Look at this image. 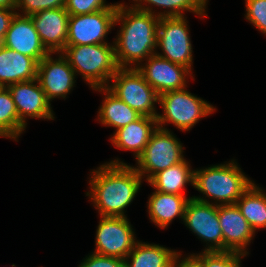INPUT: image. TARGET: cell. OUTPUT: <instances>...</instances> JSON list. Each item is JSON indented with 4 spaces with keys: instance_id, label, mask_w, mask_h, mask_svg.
I'll return each instance as SVG.
<instances>
[{
    "instance_id": "obj_1",
    "label": "cell",
    "mask_w": 266,
    "mask_h": 267,
    "mask_svg": "<svg viewBox=\"0 0 266 267\" xmlns=\"http://www.w3.org/2000/svg\"><path fill=\"white\" fill-rule=\"evenodd\" d=\"M86 195L93 201L101 216L126 217L125 208L131 204L143 179L136 169L119 160L93 170Z\"/></svg>"
},
{
    "instance_id": "obj_2",
    "label": "cell",
    "mask_w": 266,
    "mask_h": 267,
    "mask_svg": "<svg viewBox=\"0 0 266 267\" xmlns=\"http://www.w3.org/2000/svg\"><path fill=\"white\" fill-rule=\"evenodd\" d=\"M159 17L151 12H144L118 4L115 24L121 21V29L115 44V57L119 68L140 65V61L156 54L157 26ZM155 52V53H154Z\"/></svg>"
},
{
    "instance_id": "obj_3",
    "label": "cell",
    "mask_w": 266,
    "mask_h": 267,
    "mask_svg": "<svg viewBox=\"0 0 266 267\" xmlns=\"http://www.w3.org/2000/svg\"><path fill=\"white\" fill-rule=\"evenodd\" d=\"M61 53L93 89L109 86V79L119 69L115 47L108 43L66 46Z\"/></svg>"
},
{
    "instance_id": "obj_4",
    "label": "cell",
    "mask_w": 266,
    "mask_h": 267,
    "mask_svg": "<svg viewBox=\"0 0 266 267\" xmlns=\"http://www.w3.org/2000/svg\"><path fill=\"white\" fill-rule=\"evenodd\" d=\"M252 184L234 161L194 170V188L218 205L235 204Z\"/></svg>"
},
{
    "instance_id": "obj_5",
    "label": "cell",
    "mask_w": 266,
    "mask_h": 267,
    "mask_svg": "<svg viewBox=\"0 0 266 267\" xmlns=\"http://www.w3.org/2000/svg\"><path fill=\"white\" fill-rule=\"evenodd\" d=\"M159 104L164 114L157 115L158 128L171 122L182 131H189L202 117L214 112V107L205 100L192 95L186 89L167 91L159 95Z\"/></svg>"
},
{
    "instance_id": "obj_6",
    "label": "cell",
    "mask_w": 266,
    "mask_h": 267,
    "mask_svg": "<svg viewBox=\"0 0 266 267\" xmlns=\"http://www.w3.org/2000/svg\"><path fill=\"white\" fill-rule=\"evenodd\" d=\"M111 80L113 85L107 88L120 100L141 115L157 118L154 104L159 95L136 68H119Z\"/></svg>"
},
{
    "instance_id": "obj_7",
    "label": "cell",
    "mask_w": 266,
    "mask_h": 267,
    "mask_svg": "<svg viewBox=\"0 0 266 267\" xmlns=\"http://www.w3.org/2000/svg\"><path fill=\"white\" fill-rule=\"evenodd\" d=\"M184 160L181 143L166 128H156L142 154L137 158L136 171L147 182L159 171L167 169Z\"/></svg>"
},
{
    "instance_id": "obj_8",
    "label": "cell",
    "mask_w": 266,
    "mask_h": 267,
    "mask_svg": "<svg viewBox=\"0 0 266 267\" xmlns=\"http://www.w3.org/2000/svg\"><path fill=\"white\" fill-rule=\"evenodd\" d=\"M211 204L203 197L188 200L183 222L205 242H211L204 251H223V235L218 217V203Z\"/></svg>"
},
{
    "instance_id": "obj_9",
    "label": "cell",
    "mask_w": 266,
    "mask_h": 267,
    "mask_svg": "<svg viewBox=\"0 0 266 267\" xmlns=\"http://www.w3.org/2000/svg\"><path fill=\"white\" fill-rule=\"evenodd\" d=\"M157 47L163 51V55L156 53L158 56L192 70V44L184 16L159 19Z\"/></svg>"
},
{
    "instance_id": "obj_10",
    "label": "cell",
    "mask_w": 266,
    "mask_h": 267,
    "mask_svg": "<svg viewBox=\"0 0 266 267\" xmlns=\"http://www.w3.org/2000/svg\"><path fill=\"white\" fill-rule=\"evenodd\" d=\"M93 253L125 259L135 244L134 232L127 217L100 216Z\"/></svg>"
},
{
    "instance_id": "obj_11",
    "label": "cell",
    "mask_w": 266,
    "mask_h": 267,
    "mask_svg": "<svg viewBox=\"0 0 266 267\" xmlns=\"http://www.w3.org/2000/svg\"><path fill=\"white\" fill-rule=\"evenodd\" d=\"M117 8L90 14L70 15L66 46L105 44L104 38L114 27Z\"/></svg>"
},
{
    "instance_id": "obj_12",
    "label": "cell",
    "mask_w": 266,
    "mask_h": 267,
    "mask_svg": "<svg viewBox=\"0 0 266 267\" xmlns=\"http://www.w3.org/2000/svg\"><path fill=\"white\" fill-rule=\"evenodd\" d=\"M146 61L148 63L136 69L158 95L167 91L185 89L187 83L185 77L191 76L189 68L172 63L157 54L149 56Z\"/></svg>"
},
{
    "instance_id": "obj_13",
    "label": "cell",
    "mask_w": 266,
    "mask_h": 267,
    "mask_svg": "<svg viewBox=\"0 0 266 267\" xmlns=\"http://www.w3.org/2000/svg\"><path fill=\"white\" fill-rule=\"evenodd\" d=\"M7 88L15 103L20 125L24 129L27 117L54 120L50 101L37 79L10 84Z\"/></svg>"
},
{
    "instance_id": "obj_14",
    "label": "cell",
    "mask_w": 266,
    "mask_h": 267,
    "mask_svg": "<svg viewBox=\"0 0 266 267\" xmlns=\"http://www.w3.org/2000/svg\"><path fill=\"white\" fill-rule=\"evenodd\" d=\"M60 54L54 60L50 53L38 63L36 79L49 101L57 97L65 98L75 84L76 73L68 60Z\"/></svg>"
},
{
    "instance_id": "obj_15",
    "label": "cell",
    "mask_w": 266,
    "mask_h": 267,
    "mask_svg": "<svg viewBox=\"0 0 266 267\" xmlns=\"http://www.w3.org/2000/svg\"><path fill=\"white\" fill-rule=\"evenodd\" d=\"M16 13L1 44L34 58L38 63L50 52L43 45L30 16Z\"/></svg>"
},
{
    "instance_id": "obj_16",
    "label": "cell",
    "mask_w": 266,
    "mask_h": 267,
    "mask_svg": "<svg viewBox=\"0 0 266 267\" xmlns=\"http://www.w3.org/2000/svg\"><path fill=\"white\" fill-rule=\"evenodd\" d=\"M218 217L223 235V251L247 255L245 248L254 237L255 231L243 217L237 205H218Z\"/></svg>"
},
{
    "instance_id": "obj_17",
    "label": "cell",
    "mask_w": 266,
    "mask_h": 267,
    "mask_svg": "<svg viewBox=\"0 0 266 267\" xmlns=\"http://www.w3.org/2000/svg\"><path fill=\"white\" fill-rule=\"evenodd\" d=\"M69 16L65 8L46 9L30 16L43 45L51 54L61 53L66 47Z\"/></svg>"
},
{
    "instance_id": "obj_18",
    "label": "cell",
    "mask_w": 266,
    "mask_h": 267,
    "mask_svg": "<svg viewBox=\"0 0 266 267\" xmlns=\"http://www.w3.org/2000/svg\"><path fill=\"white\" fill-rule=\"evenodd\" d=\"M38 62L0 44V87L37 78Z\"/></svg>"
},
{
    "instance_id": "obj_19",
    "label": "cell",
    "mask_w": 266,
    "mask_h": 267,
    "mask_svg": "<svg viewBox=\"0 0 266 267\" xmlns=\"http://www.w3.org/2000/svg\"><path fill=\"white\" fill-rule=\"evenodd\" d=\"M157 127L156 118L141 115L137 120L116 130L110 140L119 149L134 151L137 160Z\"/></svg>"
},
{
    "instance_id": "obj_20",
    "label": "cell",
    "mask_w": 266,
    "mask_h": 267,
    "mask_svg": "<svg viewBox=\"0 0 266 267\" xmlns=\"http://www.w3.org/2000/svg\"><path fill=\"white\" fill-rule=\"evenodd\" d=\"M192 197L155 191L148 200V211L152 222L158 227L166 228L179 216L184 218L185 207Z\"/></svg>"
},
{
    "instance_id": "obj_21",
    "label": "cell",
    "mask_w": 266,
    "mask_h": 267,
    "mask_svg": "<svg viewBox=\"0 0 266 267\" xmlns=\"http://www.w3.org/2000/svg\"><path fill=\"white\" fill-rule=\"evenodd\" d=\"M177 254L159 244L137 242L124 259L125 267H173Z\"/></svg>"
},
{
    "instance_id": "obj_22",
    "label": "cell",
    "mask_w": 266,
    "mask_h": 267,
    "mask_svg": "<svg viewBox=\"0 0 266 267\" xmlns=\"http://www.w3.org/2000/svg\"><path fill=\"white\" fill-rule=\"evenodd\" d=\"M95 90L106 93V98L98 111L99 120L103 125L115 127L118 130L141 116L140 113L120 100L107 87L95 88Z\"/></svg>"
},
{
    "instance_id": "obj_23",
    "label": "cell",
    "mask_w": 266,
    "mask_h": 267,
    "mask_svg": "<svg viewBox=\"0 0 266 267\" xmlns=\"http://www.w3.org/2000/svg\"><path fill=\"white\" fill-rule=\"evenodd\" d=\"M189 162H182L167 169L159 171L149 181L156 191L184 196V186L194 182V170H191Z\"/></svg>"
},
{
    "instance_id": "obj_24",
    "label": "cell",
    "mask_w": 266,
    "mask_h": 267,
    "mask_svg": "<svg viewBox=\"0 0 266 267\" xmlns=\"http://www.w3.org/2000/svg\"><path fill=\"white\" fill-rule=\"evenodd\" d=\"M252 184L235 203L251 228H266V193Z\"/></svg>"
},
{
    "instance_id": "obj_25",
    "label": "cell",
    "mask_w": 266,
    "mask_h": 267,
    "mask_svg": "<svg viewBox=\"0 0 266 267\" xmlns=\"http://www.w3.org/2000/svg\"><path fill=\"white\" fill-rule=\"evenodd\" d=\"M134 2L136 1V3H134L133 5H131L133 8L140 10V11H144V12H151V13H155L152 11V8L148 5L151 4L153 6H159L162 8H168L167 11L165 12H160L158 14H156V16H158L159 18L162 17H181L184 16L183 15V11H191L196 13L197 15H200L201 17H204L205 14V7H206V2L207 0H133ZM139 1V3H138ZM142 1L145 3L147 2L148 5L147 6H143Z\"/></svg>"
},
{
    "instance_id": "obj_26",
    "label": "cell",
    "mask_w": 266,
    "mask_h": 267,
    "mask_svg": "<svg viewBox=\"0 0 266 267\" xmlns=\"http://www.w3.org/2000/svg\"><path fill=\"white\" fill-rule=\"evenodd\" d=\"M24 130L10 91L7 87H0V136L16 141Z\"/></svg>"
},
{
    "instance_id": "obj_27",
    "label": "cell",
    "mask_w": 266,
    "mask_h": 267,
    "mask_svg": "<svg viewBox=\"0 0 266 267\" xmlns=\"http://www.w3.org/2000/svg\"><path fill=\"white\" fill-rule=\"evenodd\" d=\"M195 256L204 267H241V257L245 255L233 251H204Z\"/></svg>"
},
{
    "instance_id": "obj_28",
    "label": "cell",
    "mask_w": 266,
    "mask_h": 267,
    "mask_svg": "<svg viewBox=\"0 0 266 267\" xmlns=\"http://www.w3.org/2000/svg\"><path fill=\"white\" fill-rule=\"evenodd\" d=\"M117 4H105V0H65V10L70 15L90 14L107 8H117Z\"/></svg>"
},
{
    "instance_id": "obj_29",
    "label": "cell",
    "mask_w": 266,
    "mask_h": 267,
    "mask_svg": "<svg viewBox=\"0 0 266 267\" xmlns=\"http://www.w3.org/2000/svg\"><path fill=\"white\" fill-rule=\"evenodd\" d=\"M246 19L266 35V0H245Z\"/></svg>"
},
{
    "instance_id": "obj_30",
    "label": "cell",
    "mask_w": 266,
    "mask_h": 267,
    "mask_svg": "<svg viewBox=\"0 0 266 267\" xmlns=\"http://www.w3.org/2000/svg\"><path fill=\"white\" fill-rule=\"evenodd\" d=\"M19 8L21 13L31 16L46 9L65 8V0H15V10Z\"/></svg>"
},
{
    "instance_id": "obj_31",
    "label": "cell",
    "mask_w": 266,
    "mask_h": 267,
    "mask_svg": "<svg viewBox=\"0 0 266 267\" xmlns=\"http://www.w3.org/2000/svg\"><path fill=\"white\" fill-rule=\"evenodd\" d=\"M79 267H125V260L93 253Z\"/></svg>"
},
{
    "instance_id": "obj_32",
    "label": "cell",
    "mask_w": 266,
    "mask_h": 267,
    "mask_svg": "<svg viewBox=\"0 0 266 267\" xmlns=\"http://www.w3.org/2000/svg\"><path fill=\"white\" fill-rule=\"evenodd\" d=\"M15 8H0V44L4 40L7 30L14 18Z\"/></svg>"
},
{
    "instance_id": "obj_33",
    "label": "cell",
    "mask_w": 266,
    "mask_h": 267,
    "mask_svg": "<svg viewBox=\"0 0 266 267\" xmlns=\"http://www.w3.org/2000/svg\"><path fill=\"white\" fill-rule=\"evenodd\" d=\"M179 256L181 255L178 253L173 267H204L202 262L195 256V254L186 257L184 260L182 259L181 262L177 261Z\"/></svg>"
},
{
    "instance_id": "obj_34",
    "label": "cell",
    "mask_w": 266,
    "mask_h": 267,
    "mask_svg": "<svg viewBox=\"0 0 266 267\" xmlns=\"http://www.w3.org/2000/svg\"><path fill=\"white\" fill-rule=\"evenodd\" d=\"M0 8H15V0H0Z\"/></svg>"
}]
</instances>
